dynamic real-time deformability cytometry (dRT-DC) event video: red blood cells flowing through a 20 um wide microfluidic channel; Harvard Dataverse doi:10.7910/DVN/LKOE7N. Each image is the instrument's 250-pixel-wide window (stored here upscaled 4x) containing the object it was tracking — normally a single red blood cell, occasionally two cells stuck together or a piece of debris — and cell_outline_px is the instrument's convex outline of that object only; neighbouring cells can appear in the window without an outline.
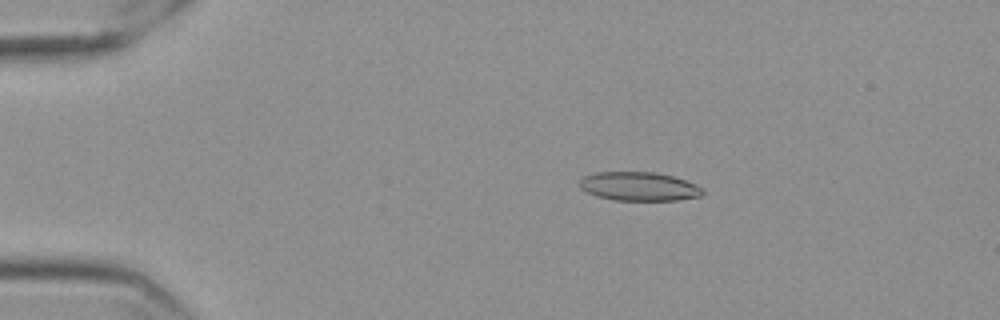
{"species": "Egyptian fruit bat (a non-hibernating species)", "species_latin": "Rousettus aegyptiacus", "temperature_condition": "cold", "stored_images_in_passage": 57, "camera_frame_rate_fps": 3000, "um_per_image_px": 0.085, "frame": {"image": 1, "passage_image": 11, "time_ms": 3.333, "image_size_px": [1000, 320], "cell_outline_px": [[704, 192], [700, 196], [676, 200], [612, 200], [596, 196], [580, 188], [580, 180], [584, 176], [596, 172], [656, 172], [672, 176], [696, 184], [704, 188]], "centroid_in_image_um": [54.32, 15.84], "position_along_channel_um": 30.7, "area_um2": 20.63}}
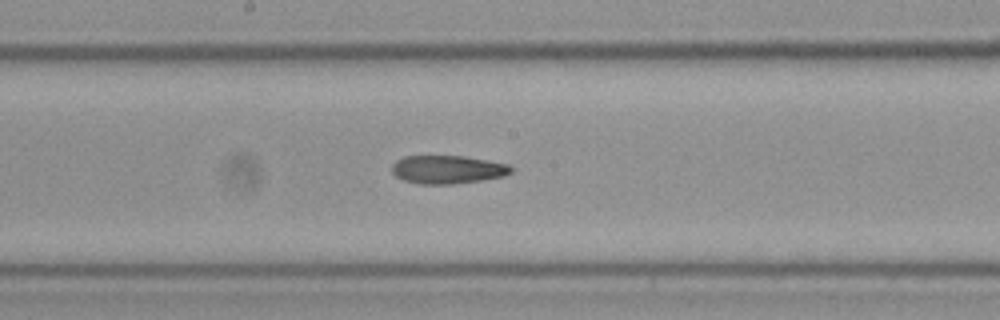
{"frame": {"image": 2, "passage_image": 31, "time_ms": 10.0, "image_size_px": [1000, 320], "cell_outline_px": [[512, 172], [504, 176], [480, 180], [452, 184], [416, 184], [404, 180], [396, 176], [392, 172], [392, 164], [396, 160], [404, 156], [464, 156], [508, 164], [512, 168]], "centroid_in_image_um": [38.01, 14.41], "position_along_channel_um": 210.2, "area_um2": 19.59}}
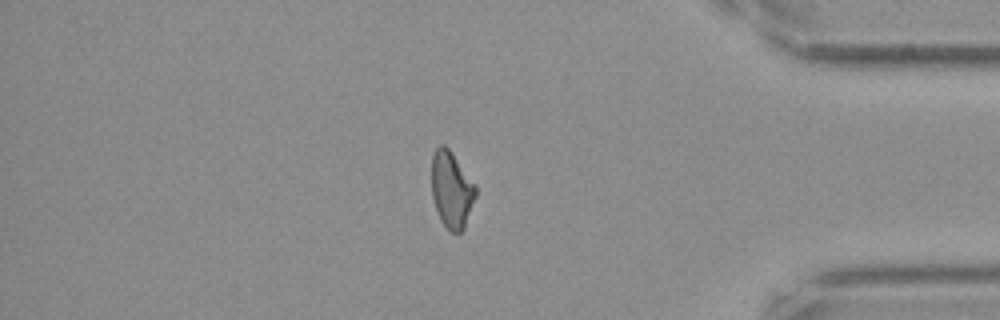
{"frame": {"image": 3, "passage_image": 49, "time_ms": 16.0, "image_size_px": [1000, 320], "cell_outline_px": [[476, 196], [464, 228], [460, 232], [452, 232], [440, 220], [432, 196], [432, 156], [436, 148], [440, 144], [444, 144], [448, 148], [476, 184]], "centroid_in_image_um": [38.39, 16.1], "position_along_channel_um": 396.8, "area_um2": 19.48}}